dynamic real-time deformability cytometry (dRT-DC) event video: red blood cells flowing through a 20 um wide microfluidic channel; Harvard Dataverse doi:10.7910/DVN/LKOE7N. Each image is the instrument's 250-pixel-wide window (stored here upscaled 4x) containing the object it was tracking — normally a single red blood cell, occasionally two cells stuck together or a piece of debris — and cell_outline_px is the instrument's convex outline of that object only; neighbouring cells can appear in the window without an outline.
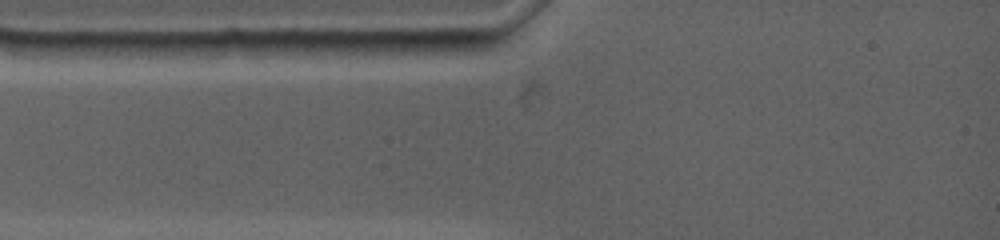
{"species": "common noctule bat (a hibernating species)", "species_latin": "Nyctalus noctula", "temperature_condition": "warm", "stored_images_in_passage": 2, "camera_frame_rate_fps": 4500, "um_per_image_px": 0.085, "animal": {"sex": "female", "body_mass_g": 19.0, "forearm_length_mm": 53.3}, "frame": {"image": 1, "passage_image": 1, "time_ms": 0.0, "image_size_px": [1000, 240], "cell_outline_px": [[492, 44], [488, 48], [436, 56], [364, 56], [348, 52], [340, 44], [348, 40], [480, 40]], "centroid_in_image_um": [35.02, 4.02], "position_along_channel_um": 50.0, "area_um2": 14.8}}